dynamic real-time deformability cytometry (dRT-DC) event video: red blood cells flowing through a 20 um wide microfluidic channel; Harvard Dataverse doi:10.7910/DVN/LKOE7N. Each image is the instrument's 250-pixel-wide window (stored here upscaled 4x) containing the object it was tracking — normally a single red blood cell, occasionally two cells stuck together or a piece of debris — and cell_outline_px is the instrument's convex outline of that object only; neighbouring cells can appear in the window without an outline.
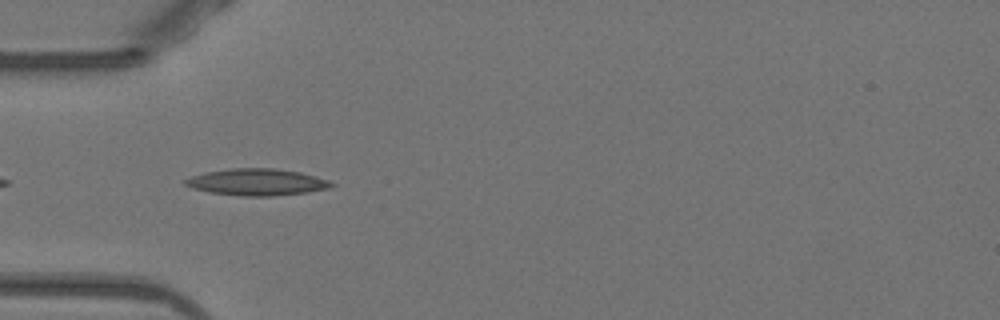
{"species": "Egyptian fruit bat (a non-hibernating species)", "species_latin": "Rousettus aegyptiacus", "temperature_condition": "warm", "stored_images_in_passage": 34, "camera_frame_rate_fps": 3000, "um_per_image_px": 0.085, "animal": {"sex": "female"}, "frame": {"image": 1, "passage_image": 2, "time_ms": 0.333, "image_size_px": [1000, 320], "cell_outline_px": [[336, 184], [332, 188], [308, 192], [272, 196], [244, 196], [208, 192], [192, 188], [184, 184], [184, 180], [192, 176], [204, 172], [232, 168], [276, 168], [300, 172], [328, 180]], "centroid_in_image_um": [21.85, 15.48], "position_along_channel_um": 63.1, "area_um2": 22.83}}
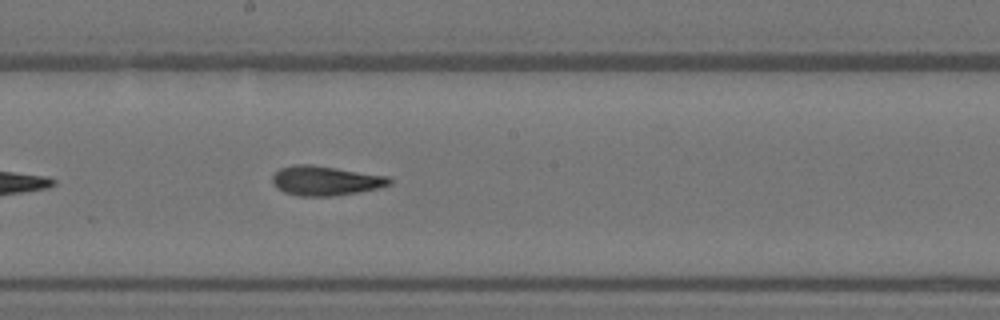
{"frame": {"image": 2, "passage_image": 14, "time_ms": 4.333, "image_size_px": [1000, 320], "cell_outline_px": [[392, 184], [380, 188], [360, 192], [332, 196], [300, 196], [284, 192], [276, 188], [272, 184], [272, 176], [280, 168], [292, 164], [312, 164], [388, 176], [392, 180]], "centroid_in_image_um": [27.66, 15.36], "position_along_channel_um": 220.5, "area_um2": 20.4}}
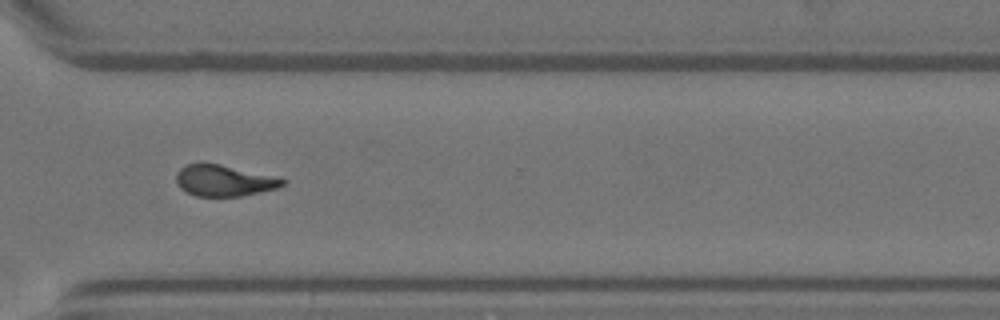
{"frame": {"image": 3, "passage_image": 24, "time_ms": 7.667, "image_size_px": [1000, 320], "cell_outline_px": [[288, 180], [280, 188], [240, 196], [196, 196], [180, 188], [176, 180], [176, 172], [180, 168], [188, 164], [200, 160], [220, 164]], "centroid_in_image_um": [19.0, 15.33], "position_along_channel_um": 351.6, "area_um2": 19.48}, "authors_computed_cell_mechanics": {"area_um2": 20.1144, "velocity_mm_per_s": 3.943, "shape_relaxation_time_tau1_ms": 7.9298, "shape_relaxation_time_tau2_ms": 2.1342, "deformation_change_tau1": 0.2172, "deformation_change_tau2": 0.1084}}